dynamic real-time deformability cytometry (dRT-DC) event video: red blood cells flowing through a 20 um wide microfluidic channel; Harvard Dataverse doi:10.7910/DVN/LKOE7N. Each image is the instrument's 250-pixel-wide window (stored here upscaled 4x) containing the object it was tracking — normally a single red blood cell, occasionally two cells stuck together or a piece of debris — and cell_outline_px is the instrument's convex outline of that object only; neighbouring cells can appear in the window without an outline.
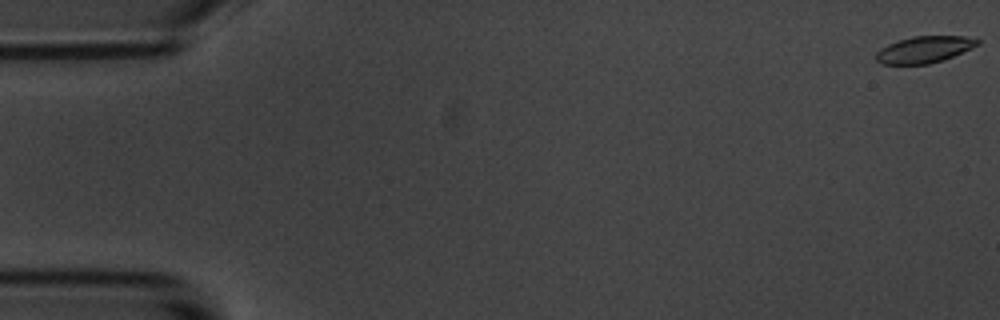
{"species": "common noctule bat (a hibernating species)", "species_latin": "Nyctalus noctula", "temperature_condition": "room temperature", "stored_images_in_passage": 5, "camera_frame_rate_fps": 3000, "um_per_image_px": 0.085, "animal": {"sex": "male", "body_mass_g": 20.1, "forearm_length_mm": 53.5}, "frame": {"image": 1, "passage_image": 1, "time_ms": 0.0, "image_size_px": [1000, 320], "cell_outline_px": [[980, 44], [972, 48], [952, 56], [928, 64], [880, 64], [876, 60], [876, 52], [880, 48], [888, 44], [912, 36], [964, 36], [980, 40]], "centroid_in_image_um": [78.54, 4.2], "position_along_channel_um": 6.5, "area_um2": 15.61}}
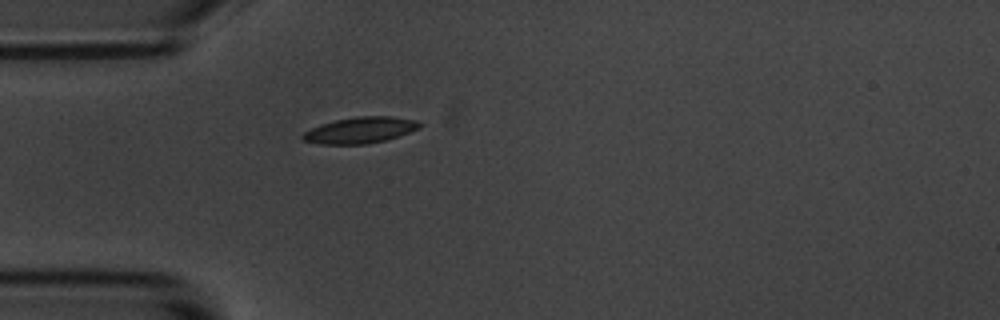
{"frame": {"image": 2, "passage_image": 5, "time_ms": 5.333, "image_size_px": [1000, 320], "cell_outline_px": [[424, 124], [420, 128], [384, 140], [368, 144], [320, 144], [304, 140], [300, 136], [304, 132], [320, 124], [336, 120], [356, 116], [392, 116], [416, 120]], "centroid_in_image_um": [30.62, 11.05], "position_along_channel_um": 54.4, "area_um2": 17.74}}